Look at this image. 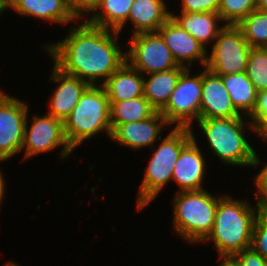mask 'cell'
Wrapping results in <instances>:
<instances>
[{"label":"cell","mask_w":267,"mask_h":266,"mask_svg":"<svg viewBox=\"0 0 267 266\" xmlns=\"http://www.w3.org/2000/svg\"><path fill=\"white\" fill-rule=\"evenodd\" d=\"M257 210V211H256ZM260 208L224 195L219 201L211 233L203 242L214 243L219 256H233L251 248L252 231Z\"/></svg>","instance_id":"2"},{"label":"cell","mask_w":267,"mask_h":266,"mask_svg":"<svg viewBox=\"0 0 267 266\" xmlns=\"http://www.w3.org/2000/svg\"><path fill=\"white\" fill-rule=\"evenodd\" d=\"M171 17L164 0H135L128 20L133 24L132 35L143 32H158Z\"/></svg>","instance_id":"17"},{"label":"cell","mask_w":267,"mask_h":266,"mask_svg":"<svg viewBox=\"0 0 267 266\" xmlns=\"http://www.w3.org/2000/svg\"><path fill=\"white\" fill-rule=\"evenodd\" d=\"M223 196H214L206 189L177 191L173 200L176 234L188 243L202 244L212 231L218 201Z\"/></svg>","instance_id":"5"},{"label":"cell","mask_w":267,"mask_h":266,"mask_svg":"<svg viewBox=\"0 0 267 266\" xmlns=\"http://www.w3.org/2000/svg\"><path fill=\"white\" fill-rule=\"evenodd\" d=\"M190 73L191 68H186L182 72L167 105L160 111L166 121L174 127L192 129L193 122L199 120L202 71L193 77Z\"/></svg>","instance_id":"8"},{"label":"cell","mask_w":267,"mask_h":266,"mask_svg":"<svg viewBox=\"0 0 267 266\" xmlns=\"http://www.w3.org/2000/svg\"><path fill=\"white\" fill-rule=\"evenodd\" d=\"M219 76L222 78L235 110L240 115L249 117L255 109L258 92L246 72Z\"/></svg>","instance_id":"23"},{"label":"cell","mask_w":267,"mask_h":266,"mask_svg":"<svg viewBox=\"0 0 267 266\" xmlns=\"http://www.w3.org/2000/svg\"><path fill=\"white\" fill-rule=\"evenodd\" d=\"M205 68L216 75L246 72L251 46L238 25L224 24L214 40Z\"/></svg>","instance_id":"7"},{"label":"cell","mask_w":267,"mask_h":266,"mask_svg":"<svg viewBox=\"0 0 267 266\" xmlns=\"http://www.w3.org/2000/svg\"><path fill=\"white\" fill-rule=\"evenodd\" d=\"M126 61L142 75L169 71L179 65L159 32L132 35Z\"/></svg>","instance_id":"9"},{"label":"cell","mask_w":267,"mask_h":266,"mask_svg":"<svg viewBox=\"0 0 267 266\" xmlns=\"http://www.w3.org/2000/svg\"><path fill=\"white\" fill-rule=\"evenodd\" d=\"M17 0H0V3L3 5V7L7 9H12L13 6L16 4Z\"/></svg>","instance_id":"36"},{"label":"cell","mask_w":267,"mask_h":266,"mask_svg":"<svg viewBox=\"0 0 267 266\" xmlns=\"http://www.w3.org/2000/svg\"><path fill=\"white\" fill-rule=\"evenodd\" d=\"M135 0H100L98 6L85 19L93 26L116 30L121 33L128 20L130 9ZM90 17V18H89Z\"/></svg>","instance_id":"22"},{"label":"cell","mask_w":267,"mask_h":266,"mask_svg":"<svg viewBox=\"0 0 267 266\" xmlns=\"http://www.w3.org/2000/svg\"><path fill=\"white\" fill-rule=\"evenodd\" d=\"M246 74L257 92L267 90V48H251L248 56Z\"/></svg>","instance_id":"26"},{"label":"cell","mask_w":267,"mask_h":266,"mask_svg":"<svg viewBox=\"0 0 267 266\" xmlns=\"http://www.w3.org/2000/svg\"><path fill=\"white\" fill-rule=\"evenodd\" d=\"M51 81L58 83L47 105V114L64 121L71 113L89 84L78 77L65 74L53 66Z\"/></svg>","instance_id":"16"},{"label":"cell","mask_w":267,"mask_h":266,"mask_svg":"<svg viewBox=\"0 0 267 266\" xmlns=\"http://www.w3.org/2000/svg\"><path fill=\"white\" fill-rule=\"evenodd\" d=\"M256 9V0H220L217 13L223 24L238 25Z\"/></svg>","instance_id":"27"},{"label":"cell","mask_w":267,"mask_h":266,"mask_svg":"<svg viewBox=\"0 0 267 266\" xmlns=\"http://www.w3.org/2000/svg\"><path fill=\"white\" fill-rule=\"evenodd\" d=\"M127 61L102 85L109 101H124L143 96L144 77Z\"/></svg>","instance_id":"18"},{"label":"cell","mask_w":267,"mask_h":266,"mask_svg":"<svg viewBox=\"0 0 267 266\" xmlns=\"http://www.w3.org/2000/svg\"><path fill=\"white\" fill-rule=\"evenodd\" d=\"M186 69L184 66H178L169 71L155 72L148 74V80L144 78L143 96L151 106L160 112L166 105L177 82Z\"/></svg>","instance_id":"21"},{"label":"cell","mask_w":267,"mask_h":266,"mask_svg":"<svg viewBox=\"0 0 267 266\" xmlns=\"http://www.w3.org/2000/svg\"><path fill=\"white\" fill-rule=\"evenodd\" d=\"M32 120L30 127L28 119L25 123L24 142L21 149L22 152L25 151L24 159L50 152L60 146H63L59 155L61 159L67 158L74 152L66 141L62 120L47 113L44 116L34 115Z\"/></svg>","instance_id":"10"},{"label":"cell","mask_w":267,"mask_h":266,"mask_svg":"<svg viewBox=\"0 0 267 266\" xmlns=\"http://www.w3.org/2000/svg\"><path fill=\"white\" fill-rule=\"evenodd\" d=\"M221 263L218 266H240L233 256H219Z\"/></svg>","instance_id":"34"},{"label":"cell","mask_w":267,"mask_h":266,"mask_svg":"<svg viewBox=\"0 0 267 266\" xmlns=\"http://www.w3.org/2000/svg\"><path fill=\"white\" fill-rule=\"evenodd\" d=\"M234 108L222 78L204 67L199 119L240 117Z\"/></svg>","instance_id":"14"},{"label":"cell","mask_w":267,"mask_h":266,"mask_svg":"<svg viewBox=\"0 0 267 266\" xmlns=\"http://www.w3.org/2000/svg\"><path fill=\"white\" fill-rule=\"evenodd\" d=\"M6 11V9L3 7V5L0 3V15L3 14V12Z\"/></svg>","instance_id":"39"},{"label":"cell","mask_w":267,"mask_h":266,"mask_svg":"<svg viewBox=\"0 0 267 266\" xmlns=\"http://www.w3.org/2000/svg\"><path fill=\"white\" fill-rule=\"evenodd\" d=\"M25 101L0 92V161L10 160L21 152L24 142L25 123L28 118Z\"/></svg>","instance_id":"11"},{"label":"cell","mask_w":267,"mask_h":266,"mask_svg":"<svg viewBox=\"0 0 267 266\" xmlns=\"http://www.w3.org/2000/svg\"><path fill=\"white\" fill-rule=\"evenodd\" d=\"M181 12H217L220 0H182Z\"/></svg>","instance_id":"31"},{"label":"cell","mask_w":267,"mask_h":266,"mask_svg":"<svg viewBox=\"0 0 267 266\" xmlns=\"http://www.w3.org/2000/svg\"><path fill=\"white\" fill-rule=\"evenodd\" d=\"M63 1L68 6L69 10L73 13V15L78 20L83 19V21L84 18H87V15L91 14L94 11V9L98 6L100 2V0H63Z\"/></svg>","instance_id":"30"},{"label":"cell","mask_w":267,"mask_h":266,"mask_svg":"<svg viewBox=\"0 0 267 266\" xmlns=\"http://www.w3.org/2000/svg\"><path fill=\"white\" fill-rule=\"evenodd\" d=\"M256 189L254 196L257 200L256 204L260 209H267V163L260 172L254 176Z\"/></svg>","instance_id":"32"},{"label":"cell","mask_w":267,"mask_h":266,"mask_svg":"<svg viewBox=\"0 0 267 266\" xmlns=\"http://www.w3.org/2000/svg\"><path fill=\"white\" fill-rule=\"evenodd\" d=\"M251 248L267 260V210L260 209L253 226Z\"/></svg>","instance_id":"28"},{"label":"cell","mask_w":267,"mask_h":266,"mask_svg":"<svg viewBox=\"0 0 267 266\" xmlns=\"http://www.w3.org/2000/svg\"><path fill=\"white\" fill-rule=\"evenodd\" d=\"M233 257L240 266H267V260L252 248L242 250L233 255Z\"/></svg>","instance_id":"33"},{"label":"cell","mask_w":267,"mask_h":266,"mask_svg":"<svg viewBox=\"0 0 267 266\" xmlns=\"http://www.w3.org/2000/svg\"><path fill=\"white\" fill-rule=\"evenodd\" d=\"M257 10L267 12V0H256Z\"/></svg>","instance_id":"37"},{"label":"cell","mask_w":267,"mask_h":266,"mask_svg":"<svg viewBox=\"0 0 267 266\" xmlns=\"http://www.w3.org/2000/svg\"><path fill=\"white\" fill-rule=\"evenodd\" d=\"M238 26L251 47L267 48V12L254 10Z\"/></svg>","instance_id":"25"},{"label":"cell","mask_w":267,"mask_h":266,"mask_svg":"<svg viewBox=\"0 0 267 266\" xmlns=\"http://www.w3.org/2000/svg\"><path fill=\"white\" fill-rule=\"evenodd\" d=\"M67 143L75 151L82 142L104 131L111 137L110 102L101 85H89L63 121Z\"/></svg>","instance_id":"4"},{"label":"cell","mask_w":267,"mask_h":266,"mask_svg":"<svg viewBox=\"0 0 267 266\" xmlns=\"http://www.w3.org/2000/svg\"><path fill=\"white\" fill-rule=\"evenodd\" d=\"M170 126L166 118L158 111L151 117L139 122H127L119 124L111 132V140L117 144L137 150L145 147H153L154 143L162 137V128ZM156 141V142H155Z\"/></svg>","instance_id":"13"},{"label":"cell","mask_w":267,"mask_h":266,"mask_svg":"<svg viewBox=\"0 0 267 266\" xmlns=\"http://www.w3.org/2000/svg\"><path fill=\"white\" fill-rule=\"evenodd\" d=\"M248 117L199 119L197 124L207 138L209 149L223 162L232 166L257 167L261 160L245 138L246 124L255 133ZM247 121V122H246ZM246 122V123H245Z\"/></svg>","instance_id":"3"},{"label":"cell","mask_w":267,"mask_h":266,"mask_svg":"<svg viewBox=\"0 0 267 266\" xmlns=\"http://www.w3.org/2000/svg\"><path fill=\"white\" fill-rule=\"evenodd\" d=\"M68 34L58 43L43 45L54 65L65 74L102 86L126 62V51L121 50L116 30L84 21L71 26Z\"/></svg>","instance_id":"1"},{"label":"cell","mask_w":267,"mask_h":266,"mask_svg":"<svg viewBox=\"0 0 267 266\" xmlns=\"http://www.w3.org/2000/svg\"><path fill=\"white\" fill-rule=\"evenodd\" d=\"M193 138L192 129L174 127L166 138L160 139L161 144L152 155L148 167L144 169V178L139 188L137 197V210H142L149 205L163 187L172 180L175 163L179 158L182 148Z\"/></svg>","instance_id":"6"},{"label":"cell","mask_w":267,"mask_h":266,"mask_svg":"<svg viewBox=\"0 0 267 266\" xmlns=\"http://www.w3.org/2000/svg\"><path fill=\"white\" fill-rule=\"evenodd\" d=\"M3 266H20L19 264H15L14 262H6Z\"/></svg>","instance_id":"38"},{"label":"cell","mask_w":267,"mask_h":266,"mask_svg":"<svg viewBox=\"0 0 267 266\" xmlns=\"http://www.w3.org/2000/svg\"><path fill=\"white\" fill-rule=\"evenodd\" d=\"M261 138L263 139V141L265 140V142H267V132Z\"/></svg>","instance_id":"40"},{"label":"cell","mask_w":267,"mask_h":266,"mask_svg":"<svg viewBox=\"0 0 267 266\" xmlns=\"http://www.w3.org/2000/svg\"><path fill=\"white\" fill-rule=\"evenodd\" d=\"M110 102V125L113 131L119 124L139 122L151 117L156 110L144 96Z\"/></svg>","instance_id":"24"},{"label":"cell","mask_w":267,"mask_h":266,"mask_svg":"<svg viewBox=\"0 0 267 266\" xmlns=\"http://www.w3.org/2000/svg\"><path fill=\"white\" fill-rule=\"evenodd\" d=\"M171 17L205 48L206 43L210 44L217 38L224 26H219L222 19L217 12H181L180 15L171 13Z\"/></svg>","instance_id":"19"},{"label":"cell","mask_w":267,"mask_h":266,"mask_svg":"<svg viewBox=\"0 0 267 266\" xmlns=\"http://www.w3.org/2000/svg\"><path fill=\"white\" fill-rule=\"evenodd\" d=\"M193 138L182 148L175 163L172 180L179 186L180 191L201 190L206 172V161L192 130Z\"/></svg>","instance_id":"15"},{"label":"cell","mask_w":267,"mask_h":266,"mask_svg":"<svg viewBox=\"0 0 267 266\" xmlns=\"http://www.w3.org/2000/svg\"><path fill=\"white\" fill-rule=\"evenodd\" d=\"M2 161H0V163H1ZM4 176H3V174H2V172H1V169H0V206H1V203H2V199L4 198V195H5V181H4Z\"/></svg>","instance_id":"35"},{"label":"cell","mask_w":267,"mask_h":266,"mask_svg":"<svg viewBox=\"0 0 267 266\" xmlns=\"http://www.w3.org/2000/svg\"><path fill=\"white\" fill-rule=\"evenodd\" d=\"M12 10L22 16H33L57 24L78 21L63 0H17Z\"/></svg>","instance_id":"20"},{"label":"cell","mask_w":267,"mask_h":266,"mask_svg":"<svg viewBox=\"0 0 267 266\" xmlns=\"http://www.w3.org/2000/svg\"><path fill=\"white\" fill-rule=\"evenodd\" d=\"M255 127V133L262 137L267 132V90L257 94L256 106L248 117Z\"/></svg>","instance_id":"29"},{"label":"cell","mask_w":267,"mask_h":266,"mask_svg":"<svg viewBox=\"0 0 267 266\" xmlns=\"http://www.w3.org/2000/svg\"><path fill=\"white\" fill-rule=\"evenodd\" d=\"M178 65L191 68L195 60L206 66L208 51L172 17L158 30Z\"/></svg>","instance_id":"12"}]
</instances>
